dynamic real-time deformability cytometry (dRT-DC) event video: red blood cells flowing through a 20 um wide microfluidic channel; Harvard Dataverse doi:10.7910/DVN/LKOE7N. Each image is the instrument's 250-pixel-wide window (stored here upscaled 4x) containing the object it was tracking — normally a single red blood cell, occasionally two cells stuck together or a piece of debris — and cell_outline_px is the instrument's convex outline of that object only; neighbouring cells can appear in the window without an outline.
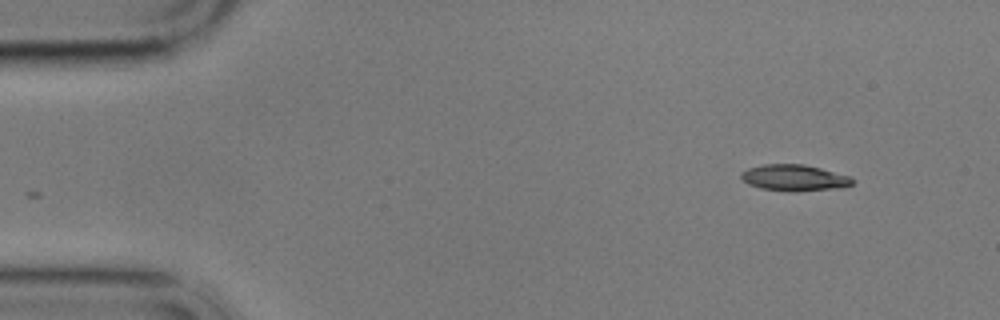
{"species": "common noctule bat (a hibernating species)", "species_latin": "Nyctalus noctula", "temperature_condition": "cold", "stored_images_in_passage": 2, "camera_frame_rate_fps": 3000, "um_per_image_px": 0.085, "animal": {"sex": "male", "body_mass_g": 17.9}, "frame": {"image": 1, "passage_image": 2, "time_ms": 2.0, "image_size_px": [1000, 320], "cell_outline_px": [[856, 180], [852, 184], [840, 188], [796, 192], [792, 192], [760, 188], [748, 184], [740, 176], [740, 172], [748, 168], [764, 164], [804, 164], [852, 176]], "centroid_in_image_um": [67.55, 15.12], "position_along_channel_um": 17.5, "area_um2": 17.28}}